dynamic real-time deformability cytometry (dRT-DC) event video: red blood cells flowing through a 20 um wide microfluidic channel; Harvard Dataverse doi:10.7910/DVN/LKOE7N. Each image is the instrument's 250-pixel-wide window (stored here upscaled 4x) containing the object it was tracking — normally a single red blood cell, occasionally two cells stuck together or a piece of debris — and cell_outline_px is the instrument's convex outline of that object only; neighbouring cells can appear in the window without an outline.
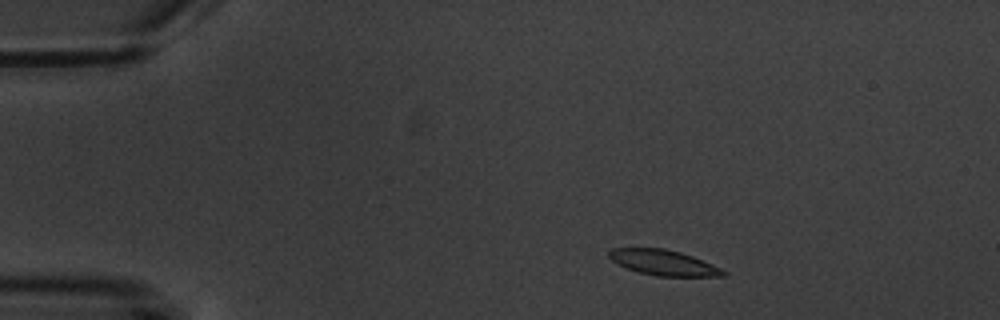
{"species": "common noctule bat (a hibernating species)", "species_latin": "Nyctalus noctula", "temperature_condition": "warm", "stored_images_in_passage": 5, "camera_frame_rate_fps": 3000, "um_per_image_px": 0.085, "animal": {"sex": "male", "body_mass_g": 20.1, "forearm_length_mm": 53.5}, "frame": {"image": 1, "passage_image": 1, "time_ms": 0.0, "image_size_px": [1000, 320], "cell_outline_px": [[728, 272], [724, 276], [656, 276], [640, 272], [616, 264], [608, 256], [608, 252], [612, 248], [664, 248], [680, 252], [692, 256], [720, 268]], "centroid_in_image_um": [56.37, 22.32], "position_along_channel_um": 28.6, "area_um2": 16.76}}
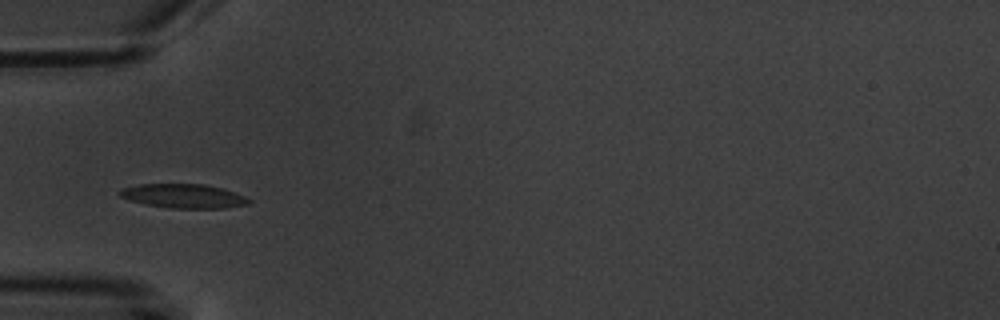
{"frame": {"image": 2, "passage_image": 3, "time_ms": 3.0, "image_size_px": [1000, 320], "cell_outline_px": [[252, 200], [248, 204], [224, 208], [168, 208], [144, 204], [120, 196], [116, 192], [120, 188], [140, 184], [204, 184], [220, 188], [244, 196]], "centroid_in_image_um": [15.55, 16.66], "position_along_channel_um": 69.4, "area_um2": 18.03}}